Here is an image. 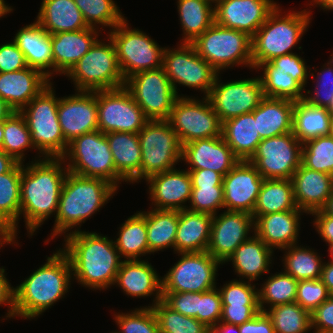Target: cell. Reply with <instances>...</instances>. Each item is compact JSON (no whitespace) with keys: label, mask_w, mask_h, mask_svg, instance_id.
<instances>
[{"label":"cell","mask_w":333,"mask_h":333,"mask_svg":"<svg viewBox=\"0 0 333 333\" xmlns=\"http://www.w3.org/2000/svg\"><path fill=\"white\" fill-rule=\"evenodd\" d=\"M24 164L22 163L20 219L24 218L29 234L27 236L30 238L51 216L55 219L68 169L62 158L43 157Z\"/></svg>","instance_id":"cell-1"},{"label":"cell","mask_w":333,"mask_h":333,"mask_svg":"<svg viewBox=\"0 0 333 333\" xmlns=\"http://www.w3.org/2000/svg\"><path fill=\"white\" fill-rule=\"evenodd\" d=\"M60 248L69 258L72 280L91 290L114 286L123 261L110 237L94 231H76L64 238Z\"/></svg>","instance_id":"cell-2"},{"label":"cell","mask_w":333,"mask_h":333,"mask_svg":"<svg viewBox=\"0 0 333 333\" xmlns=\"http://www.w3.org/2000/svg\"><path fill=\"white\" fill-rule=\"evenodd\" d=\"M24 279L14 287L16 317L36 319L70 291L72 268L69 258L59 247Z\"/></svg>","instance_id":"cell-3"},{"label":"cell","mask_w":333,"mask_h":333,"mask_svg":"<svg viewBox=\"0 0 333 333\" xmlns=\"http://www.w3.org/2000/svg\"><path fill=\"white\" fill-rule=\"evenodd\" d=\"M117 191L118 189L106 180L84 177L68 171L53 229L44 242L49 243L58 236L65 237L69 233L80 231L82 224L99 212Z\"/></svg>","instance_id":"cell-4"},{"label":"cell","mask_w":333,"mask_h":333,"mask_svg":"<svg viewBox=\"0 0 333 333\" xmlns=\"http://www.w3.org/2000/svg\"><path fill=\"white\" fill-rule=\"evenodd\" d=\"M282 10L278 5L251 37L254 70L263 62L293 53L309 28L313 17L311 9Z\"/></svg>","instance_id":"cell-5"},{"label":"cell","mask_w":333,"mask_h":333,"mask_svg":"<svg viewBox=\"0 0 333 333\" xmlns=\"http://www.w3.org/2000/svg\"><path fill=\"white\" fill-rule=\"evenodd\" d=\"M54 88L52 82L20 111L38 154L34 161L43 157L61 158L68 147L58 119V97Z\"/></svg>","instance_id":"cell-6"},{"label":"cell","mask_w":333,"mask_h":333,"mask_svg":"<svg viewBox=\"0 0 333 333\" xmlns=\"http://www.w3.org/2000/svg\"><path fill=\"white\" fill-rule=\"evenodd\" d=\"M106 37L98 39L65 75L73 82L75 91L95 92L125 86L114 43Z\"/></svg>","instance_id":"cell-7"},{"label":"cell","mask_w":333,"mask_h":333,"mask_svg":"<svg viewBox=\"0 0 333 333\" xmlns=\"http://www.w3.org/2000/svg\"><path fill=\"white\" fill-rule=\"evenodd\" d=\"M61 158L71 173L106 180L117 189L126 182L116 171L105 133L99 130L73 139Z\"/></svg>","instance_id":"cell-8"},{"label":"cell","mask_w":333,"mask_h":333,"mask_svg":"<svg viewBox=\"0 0 333 333\" xmlns=\"http://www.w3.org/2000/svg\"><path fill=\"white\" fill-rule=\"evenodd\" d=\"M191 44L218 73L234 66L253 69L251 37L245 32L214 22Z\"/></svg>","instance_id":"cell-9"},{"label":"cell","mask_w":333,"mask_h":333,"mask_svg":"<svg viewBox=\"0 0 333 333\" xmlns=\"http://www.w3.org/2000/svg\"><path fill=\"white\" fill-rule=\"evenodd\" d=\"M107 35L114 43L125 81L136 73L162 67L165 47H161L141 29L130 27L127 18Z\"/></svg>","instance_id":"cell-10"},{"label":"cell","mask_w":333,"mask_h":333,"mask_svg":"<svg viewBox=\"0 0 333 333\" xmlns=\"http://www.w3.org/2000/svg\"><path fill=\"white\" fill-rule=\"evenodd\" d=\"M138 136L142 153L140 182L182 163V145L166 120H150Z\"/></svg>","instance_id":"cell-11"},{"label":"cell","mask_w":333,"mask_h":333,"mask_svg":"<svg viewBox=\"0 0 333 333\" xmlns=\"http://www.w3.org/2000/svg\"><path fill=\"white\" fill-rule=\"evenodd\" d=\"M165 47L162 67L169 78L172 87L179 97L178 85L200 90L204 97H208L218 72L201 56L194 46L180 43L175 48Z\"/></svg>","instance_id":"cell-12"},{"label":"cell","mask_w":333,"mask_h":333,"mask_svg":"<svg viewBox=\"0 0 333 333\" xmlns=\"http://www.w3.org/2000/svg\"><path fill=\"white\" fill-rule=\"evenodd\" d=\"M166 121L177 134L181 145L221 136L222 123L208 97H178Z\"/></svg>","instance_id":"cell-13"},{"label":"cell","mask_w":333,"mask_h":333,"mask_svg":"<svg viewBox=\"0 0 333 333\" xmlns=\"http://www.w3.org/2000/svg\"><path fill=\"white\" fill-rule=\"evenodd\" d=\"M179 260L162 276V292H207L217 287L220 261L207 251L178 253Z\"/></svg>","instance_id":"cell-14"},{"label":"cell","mask_w":333,"mask_h":333,"mask_svg":"<svg viewBox=\"0 0 333 333\" xmlns=\"http://www.w3.org/2000/svg\"><path fill=\"white\" fill-rule=\"evenodd\" d=\"M125 87L149 120H167L179 97L163 67L136 73Z\"/></svg>","instance_id":"cell-15"},{"label":"cell","mask_w":333,"mask_h":333,"mask_svg":"<svg viewBox=\"0 0 333 333\" xmlns=\"http://www.w3.org/2000/svg\"><path fill=\"white\" fill-rule=\"evenodd\" d=\"M301 143L293 132L263 139L251 162L264 179H291L302 164Z\"/></svg>","instance_id":"cell-16"},{"label":"cell","mask_w":333,"mask_h":333,"mask_svg":"<svg viewBox=\"0 0 333 333\" xmlns=\"http://www.w3.org/2000/svg\"><path fill=\"white\" fill-rule=\"evenodd\" d=\"M98 130L139 133L150 121L125 87L97 91Z\"/></svg>","instance_id":"cell-17"},{"label":"cell","mask_w":333,"mask_h":333,"mask_svg":"<svg viewBox=\"0 0 333 333\" xmlns=\"http://www.w3.org/2000/svg\"><path fill=\"white\" fill-rule=\"evenodd\" d=\"M220 74L216 76L208 99L221 123L253 112L265 98L259 75L223 83Z\"/></svg>","instance_id":"cell-18"},{"label":"cell","mask_w":333,"mask_h":333,"mask_svg":"<svg viewBox=\"0 0 333 333\" xmlns=\"http://www.w3.org/2000/svg\"><path fill=\"white\" fill-rule=\"evenodd\" d=\"M223 211L213 215L207 252L224 265L239 245L254 234V219L249 213Z\"/></svg>","instance_id":"cell-19"},{"label":"cell","mask_w":333,"mask_h":333,"mask_svg":"<svg viewBox=\"0 0 333 333\" xmlns=\"http://www.w3.org/2000/svg\"><path fill=\"white\" fill-rule=\"evenodd\" d=\"M58 119L67 143L98 130L97 91H76L75 94L58 97Z\"/></svg>","instance_id":"cell-20"},{"label":"cell","mask_w":333,"mask_h":333,"mask_svg":"<svg viewBox=\"0 0 333 333\" xmlns=\"http://www.w3.org/2000/svg\"><path fill=\"white\" fill-rule=\"evenodd\" d=\"M264 178L254 165L240 160L224 177V210L253 214Z\"/></svg>","instance_id":"cell-21"},{"label":"cell","mask_w":333,"mask_h":333,"mask_svg":"<svg viewBox=\"0 0 333 333\" xmlns=\"http://www.w3.org/2000/svg\"><path fill=\"white\" fill-rule=\"evenodd\" d=\"M278 5L274 0H225L214 6V22L252 37Z\"/></svg>","instance_id":"cell-22"},{"label":"cell","mask_w":333,"mask_h":333,"mask_svg":"<svg viewBox=\"0 0 333 333\" xmlns=\"http://www.w3.org/2000/svg\"><path fill=\"white\" fill-rule=\"evenodd\" d=\"M145 182L151 207L157 210H186L189 204L192 183L187 168H175L150 176Z\"/></svg>","instance_id":"cell-23"},{"label":"cell","mask_w":333,"mask_h":333,"mask_svg":"<svg viewBox=\"0 0 333 333\" xmlns=\"http://www.w3.org/2000/svg\"><path fill=\"white\" fill-rule=\"evenodd\" d=\"M187 170L210 169L223 177L240 161L222 135L198 139L182 145V160Z\"/></svg>","instance_id":"cell-24"},{"label":"cell","mask_w":333,"mask_h":333,"mask_svg":"<svg viewBox=\"0 0 333 333\" xmlns=\"http://www.w3.org/2000/svg\"><path fill=\"white\" fill-rule=\"evenodd\" d=\"M114 285L128 297H153L148 307L162 300V277L148 259L124 260L121 262ZM150 305V306H149Z\"/></svg>","instance_id":"cell-25"},{"label":"cell","mask_w":333,"mask_h":333,"mask_svg":"<svg viewBox=\"0 0 333 333\" xmlns=\"http://www.w3.org/2000/svg\"><path fill=\"white\" fill-rule=\"evenodd\" d=\"M52 81L41 71L30 68L0 73V97L15 112H20Z\"/></svg>","instance_id":"cell-26"},{"label":"cell","mask_w":333,"mask_h":333,"mask_svg":"<svg viewBox=\"0 0 333 333\" xmlns=\"http://www.w3.org/2000/svg\"><path fill=\"white\" fill-rule=\"evenodd\" d=\"M303 210H288L262 215L254 220V234L273 251L299 243Z\"/></svg>","instance_id":"cell-27"},{"label":"cell","mask_w":333,"mask_h":333,"mask_svg":"<svg viewBox=\"0 0 333 333\" xmlns=\"http://www.w3.org/2000/svg\"><path fill=\"white\" fill-rule=\"evenodd\" d=\"M297 207L306 214L323 209L333 192V176L301 164L291 178Z\"/></svg>","instance_id":"cell-28"},{"label":"cell","mask_w":333,"mask_h":333,"mask_svg":"<svg viewBox=\"0 0 333 333\" xmlns=\"http://www.w3.org/2000/svg\"><path fill=\"white\" fill-rule=\"evenodd\" d=\"M100 33V30L89 27L51 34L54 76H65L100 38Z\"/></svg>","instance_id":"cell-29"},{"label":"cell","mask_w":333,"mask_h":333,"mask_svg":"<svg viewBox=\"0 0 333 333\" xmlns=\"http://www.w3.org/2000/svg\"><path fill=\"white\" fill-rule=\"evenodd\" d=\"M24 54L27 66L52 80L54 62L51 35L36 21L20 28L12 39Z\"/></svg>","instance_id":"cell-30"},{"label":"cell","mask_w":333,"mask_h":333,"mask_svg":"<svg viewBox=\"0 0 333 333\" xmlns=\"http://www.w3.org/2000/svg\"><path fill=\"white\" fill-rule=\"evenodd\" d=\"M274 254L271 248L253 234L239 245L224 264L232 263L233 271L239 280L246 279V281L255 282L259 281L261 276L270 274V267L274 263Z\"/></svg>","instance_id":"cell-31"},{"label":"cell","mask_w":333,"mask_h":333,"mask_svg":"<svg viewBox=\"0 0 333 333\" xmlns=\"http://www.w3.org/2000/svg\"><path fill=\"white\" fill-rule=\"evenodd\" d=\"M295 101L265 97L254 110L257 131L263 139L293 132Z\"/></svg>","instance_id":"cell-32"},{"label":"cell","mask_w":333,"mask_h":333,"mask_svg":"<svg viewBox=\"0 0 333 333\" xmlns=\"http://www.w3.org/2000/svg\"><path fill=\"white\" fill-rule=\"evenodd\" d=\"M105 135L118 174L127 184L139 183L142 153L138 133L110 132Z\"/></svg>","instance_id":"cell-33"},{"label":"cell","mask_w":333,"mask_h":333,"mask_svg":"<svg viewBox=\"0 0 333 333\" xmlns=\"http://www.w3.org/2000/svg\"><path fill=\"white\" fill-rule=\"evenodd\" d=\"M212 218L211 214L180 210L174 254L207 251Z\"/></svg>","instance_id":"cell-34"},{"label":"cell","mask_w":333,"mask_h":333,"mask_svg":"<svg viewBox=\"0 0 333 333\" xmlns=\"http://www.w3.org/2000/svg\"><path fill=\"white\" fill-rule=\"evenodd\" d=\"M22 163L0 174V227L12 241H18L21 202Z\"/></svg>","instance_id":"cell-35"},{"label":"cell","mask_w":333,"mask_h":333,"mask_svg":"<svg viewBox=\"0 0 333 333\" xmlns=\"http://www.w3.org/2000/svg\"><path fill=\"white\" fill-rule=\"evenodd\" d=\"M36 21L51 35L89 28L74 0H42Z\"/></svg>","instance_id":"cell-36"},{"label":"cell","mask_w":333,"mask_h":333,"mask_svg":"<svg viewBox=\"0 0 333 333\" xmlns=\"http://www.w3.org/2000/svg\"><path fill=\"white\" fill-rule=\"evenodd\" d=\"M221 135L234 155L245 161L253 156L257 145L262 141L257 131L254 111L222 122Z\"/></svg>","instance_id":"cell-37"},{"label":"cell","mask_w":333,"mask_h":333,"mask_svg":"<svg viewBox=\"0 0 333 333\" xmlns=\"http://www.w3.org/2000/svg\"><path fill=\"white\" fill-rule=\"evenodd\" d=\"M114 244L124 260L142 259L149 252L146 227V211H137L118 228Z\"/></svg>","instance_id":"cell-38"},{"label":"cell","mask_w":333,"mask_h":333,"mask_svg":"<svg viewBox=\"0 0 333 333\" xmlns=\"http://www.w3.org/2000/svg\"><path fill=\"white\" fill-rule=\"evenodd\" d=\"M183 32L180 43H193L214 23V6L208 0H176Z\"/></svg>","instance_id":"cell-39"},{"label":"cell","mask_w":333,"mask_h":333,"mask_svg":"<svg viewBox=\"0 0 333 333\" xmlns=\"http://www.w3.org/2000/svg\"><path fill=\"white\" fill-rule=\"evenodd\" d=\"M288 210H300L294 198L291 179H264L252 217Z\"/></svg>","instance_id":"cell-40"},{"label":"cell","mask_w":333,"mask_h":333,"mask_svg":"<svg viewBox=\"0 0 333 333\" xmlns=\"http://www.w3.org/2000/svg\"><path fill=\"white\" fill-rule=\"evenodd\" d=\"M178 221V210L151 208L146 211L147 240L151 254L168 248L174 249L175 252Z\"/></svg>","instance_id":"cell-41"},{"label":"cell","mask_w":333,"mask_h":333,"mask_svg":"<svg viewBox=\"0 0 333 333\" xmlns=\"http://www.w3.org/2000/svg\"><path fill=\"white\" fill-rule=\"evenodd\" d=\"M331 115L325 107L296 101L293 109V134L304 143L307 140L329 135Z\"/></svg>","instance_id":"cell-42"},{"label":"cell","mask_w":333,"mask_h":333,"mask_svg":"<svg viewBox=\"0 0 333 333\" xmlns=\"http://www.w3.org/2000/svg\"><path fill=\"white\" fill-rule=\"evenodd\" d=\"M280 251L284 253L280 259L284 267L281 271L293 276L297 281L320 278L324 259L314 248L297 243Z\"/></svg>","instance_id":"cell-43"},{"label":"cell","mask_w":333,"mask_h":333,"mask_svg":"<svg viewBox=\"0 0 333 333\" xmlns=\"http://www.w3.org/2000/svg\"><path fill=\"white\" fill-rule=\"evenodd\" d=\"M263 71L259 76L262 82L263 93L268 98L288 99L301 101L304 99V88L284 71H278V67L269 62L261 63L256 72Z\"/></svg>","instance_id":"cell-44"},{"label":"cell","mask_w":333,"mask_h":333,"mask_svg":"<svg viewBox=\"0 0 333 333\" xmlns=\"http://www.w3.org/2000/svg\"><path fill=\"white\" fill-rule=\"evenodd\" d=\"M297 286L298 281L284 271L271 273L258 288L260 310L265 312L276 305L294 303Z\"/></svg>","instance_id":"cell-45"},{"label":"cell","mask_w":333,"mask_h":333,"mask_svg":"<svg viewBox=\"0 0 333 333\" xmlns=\"http://www.w3.org/2000/svg\"><path fill=\"white\" fill-rule=\"evenodd\" d=\"M35 149L26 120L20 112L13 111L4 120L2 150L17 162H25V151Z\"/></svg>","instance_id":"cell-46"},{"label":"cell","mask_w":333,"mask_h":333,"mask_svg":"<svg viewBox=\"0 0 333 333\" xmlns=\"http://www.w3.org/2000/svg\"><path fill=\"white\" fill-rule=\"evenodd\" d=\"M74 2L87 26L101 32L104 27L109 28L110 32L126 18L114 0H74Z\"/></svg>","instance_id":"cell-47"},{"label":"cell","mask_w":333,"mask_h":333,"mask_svg":"<svg viewBox=\"0 0 333 333\" xmlns=\"http://www.w3.org/2000/svg\"><path fill=\"white\" fill-rule=\"evenodd\" d=\"M275 333L311 332V314L296 302L280 304L267 309Z\"/></svg>","instance_id":"cell-48"},{"label":"cell","mask_w":333,"mask_h":333,"mask_svg":"<svg viewBox=\"0 0 333 333\" xmlns=\"http://www.w3.org/2000/svg\"><path fill=\"white\" fill-rule=\"evenodd\" d=\"M151 308L158 320L159 333H207L208 327L205 324L174 311L163 300Z\"/></svg>","instance_id":"cell-49"},{"label":"cell","mask_w":333,"mask_h":333,"mask_svg":"<svg viewBox=\"0 0 333 333\" xmlns=\"http://www.w3.org/2000/svg\"><path fill=\"white\" fill-rule=\"evenodd\" d=\"M302 164L333 176V137L323 135L304 142Z\"/></svg>","instance_id":"cell-50"},{"label":"cell","mask_w":333,"mask_h":333,"mask_svg":"<svg viewBox=\"0 0 333 333\" xmlns=\"http://www.w3.org/2000/svg\"><path fill=\"white\" fill-rule=\"evenodd\" d=\"M113 314L119 333H159L158 320L151 307L145 305Z\"/></svg>","instance_id":"cell-51"},{"label":"cell","mask_w":333,"mask_h":333,"mask_svg":"<svg viewBox=\"0 0 333 333\" xmlns=\"http://www.w3.org/2000/svg\"><path fill=\"white\" fill-rule=\"evenodd\" d=\"M327 63H324L317 75L313 72L310 77L315 80L312 90H304V101L313 106L327 107L333 98V53ZM315 76V77H314ZM314 90V91H313Z\"/></svg>","instance_id":"cell-52"},{"label":"cell","mask_w":333,"mask_h":333,"mask_svg":"<svg viewBox=\"0 0 333 333\" xmlns=\"http://www.w3.org/2000/svg\"><path fill=\"white\" fill-rule=\"evenodd\" d=\"M246 280L232 279L221 288L217 287L222 305L259 306L257 284Z\"/></svg>","instance_id":"cell-53"},{"label":"cell","mask_w":333,"mask_h":333,"mask_svg":"<svg viewBox=\"0 0 333 333\" xmlns=\"http://www.w3.org/2000/svg\"><path fill=\"white\" fill-rule=\"evenodd\" d=\"M187 210L216 215L224 209L223 187L192 188Z\"/></svg>","instance_id":"cell-54"},{"label":"cell","mask_w":333,"mask_h":333,"mask_svg":"<svg viewBox=\"0 0 333 333\" xmlns=\"http://www.w3.org/2000/svg\"><path fill=\"white\" fill-rule=\"evenodd\" d=\"M326 285L318 279L298 281L295 302L310 314L330 297Z\"/></svg>","instance_id":"cell-55"},{"label":"cell","mask_w":333,"mask_h":333,"mask_svg":"<svg viewBox=\"0 0 333 333\" xmlns=\"http://www.w3.org/2000/svg\"><path fill=\"white\" fill-rule=\"evenodd\" d=\"M221 316L222 301L218 288L198 292L197 320L211 328L220 322Z\"/></svg>","instance_id":"cell-56"},{"label":"cell","mask_w":333,"mask_h":333,"mask_svg":"<svg viewBox=\"0 0 333 333\" xmlns=\"http://www.w3.org/2000/svg\"><path fill=\"white\" fill-rule=\"evenodd\" d=\"M269 63L278 67V71H284L292 76L304 89L307 87L308 80L310 79V72L316 71L311 70L310 66H307L305 58L298 55L297 53H290L283 56L273 58Z\"/></svg>","instance_id":"cell-57"},{"label":"cell","mask_w":333,"mask_h":333,"mask_svg":"<svg viewBox=\"0 0 333 333\" xmlns=\"http://www.w3.org/2000/svg\"><path fill=\"white\" fill-rule=\"evenodd\" d=\"M162 294V300L174 311L197 319L198 292H162Z\"/></svg>","instance_id":"cell-58"},{"label":"cell","mask_w":333,"mask_h":333,"mask_svg":"<svg viewBox=\"0 0 333 333\" xmlns=\"http://www.w3.org/2000/svg\"><path fill=\"white\" fill-rule=\"evenodd\" d=\"M26 67L24 54L14 41L0 45V73L23 70Z\"/></svg>","instance_id":"cell-59"},{"label":"cell","mask_w":333,"mask_h":333,"mask_svg":"<svg viewBox=\"0 0 333 333\" xmlns=\"http://www.w3.org/2000/svg\"><path fill=\"white\" fill-rule=\"evenodd\" d=\"M312 332H333V295L311 313Z\"/></svg>","instance_id":"cell-60"},{"label":"cell","mask_w":333,"mask_h":333,"mask_svg":"<svg viewBox=\"0 0 333 333\" xmlns=\"http://www.w3.org/2000/svg\"><path fill=\"white\" fill-rule=\"evenodd\" d=\"M259 306L222 305V316L220 322L241 325L260 312Z\"/></svg>","instance_id":"cell-61"},{"label":"cell","mask_w":333,"mask_h":333,"mask_svg":"<svg viewBox=\"0 0 333 333\" xmlns=\"http://www.w3.org/2000/svg\"><path fill=\"white\" fill-rule=\"evenodd\" d=\"M5 267H0V306H6L7 312L2 320L14 319L16 318L15 310V291L14 287L11 285L10 281L7 279V273L4 269Z\"/></svg>","instance_id":"cell-62"},{"label":"cell","mask_w":333,"mask_h":333,"mask_svg":"<svg viewBox=\"0 0 333 333\" xmlns=\"http://www.w3.org/2000/svg\"><path fill=\"white\" fill-rule=\"evenodd\" d=\"M309 215L313 216V227L329 250L333 246V215L327 214L323 209Z\"/></svg>","instance_id":"cell-63"},{"label":"cell","mask_w":333,"mask_h":333,"mask_svg":"<svg viewBox=\"0 0 333 333\" xmlns=\"http://www.w3.org/2000/svg\"><path fill=\"white\" fill-rule=\"evenodd\" d=\"M192 188L223 187V176L210 169L188 170Z\"/></svg>","instance_id":"cell-64"},{"label":"cell","mask_w":333,"mask_h":333,"mask_svg":"<svg viewBox=\"0 0 333 333\" xmlns=\"http://www.w3.org/2000/svg\"><path fill=\"white\" fill-rule=\"evenodd\" d=\"M240 333H275L274 326L266 312L260 311L251 320L239 325Z\"/></svg>","instance_id":"cell-65"},{"label":"cell","mask_w":333,"mask_h":333,"mask_svg":"<svg viewBox=\"0 0 333 333\" xmlns=\"http://www.w3.org/2000/svg\"><path fill=\"white\" fill-rule=\"evenodd\" d=\"M320 280L326 285L330 295H333V258L324 262Z\"/></svg>","instance_id":"cell-66"},{"label":"cell","mask_w":333,"mask_h":333,"mask_svg":"<svg viewBox=\"0 0 333 333\" xmlns=\"http://www.w3.org/2000/svg\"><path fill=\"white\" fill-rule=\"evenodd\" d=\"M18 162L0 149V174L9 172Z\"/></svg>","instance_id":"cell-67"},{"label":"cell","mask_w":333,"mask_h":333,"mask_svg":"<svg viewBox=\"0 0 333 333\" xmlns=\"http://www.w3.org/2000/svg\"><path fill=\"white\" fill-rule=\"evenodd\" d=\"M207 333H240L239 325L219 322L217 325L208 328Z\"/></svg>","instance_id":"cell-68"},{"label":"cell","mask_w":333,"mask_h":333,"mask_svg":"<svg viewBox=\"0 0 333 333\" xmlns=\"http://www.w3.org/2000/svg\"><path fill=\"white\" fill-rule=\"evenodd\" d=\"M309 7L312 8L311 6H316L320 7L324 11H333V0H311Z\"/></svg>","instance_id":"cell-69"},{"label":"cell","mask_w":333,"mask_h":333,"mask_svg":"<svg viewBox=\"0 0 333 333\" xmlns=\"http://www.w3.org/2000/svg\"><path fill=\"white\" fill-rule=\"evenodd\" d=\"M6 244L7 245L12 244L13 246L15 245L17 247L19 246L18 241H12L10 239L8 233L3 228L0 227V249H1V247H3V245L5 246Z\"/></svg>","instance_id":"cell-70"},{"label":"cell","mask_w":333,"mask_h":333,"mask_svg":"<svg viewBox=\"0 0 333 333\" xmlns=\"http://www.w3.org/2000/svg\"><path fill=\"white\" fill-rule=\"evenodd\" d=\"M12 112L13 110L0 97V120H5Z\"/></svg>","instance_id":"cell-71"},{"label":"cell","mask_w":333,"mask_h":333,"mask_svg":"<svg viewBox=\"0 0 333 333\" xmlns=\"http://www.w3.org/2000/svg\"><path fill=\"white\" fill-rule=\"evenodd\" d=\"M13 11V7L9 6L5 0H0V19L9 15Z\"/></svg>","instance_id":"cell-72"},{"label":"cell","mask_w":333,"mask_h":333,"mask_svg":"<svg viewBox=\"0 0 333 333\" xmlns=\"http://www.w3.org/2000/svg\"><path fill=\"white\" fill-rule=\"evenodd\" d=\"M323 210L330 215H333V192L330 198L327 201L326 206L323 208Z\"/></svg>","instance_id":"cell-73"},{"label":"cell","mask_w":333,"mask_h":333,"mask_svg":"<svg viewBox=\"0 0 333 333\" xmlns=\"http://www.w3.org/2000/svg\"><path fill=\"white\" fill-rule=\"evenodd\" d=\"M3 129H4V120H0V149H2V144H3Z\"/></svg>","instance_id":"cell-74"},{"label":"cell","mask_w":333,"mask_h":333,"mask_svg":"<svg viewBox=\"0 0 333 333\" xmlns=\"http://www.w3.org/2000/svg\"><path fill=\"white\" fill-rule=\"evenodd\" d=\"M326 110L329 112L331 116H333V98H331L330 103L326 107Z\"/></svg>","instance_id":"cell-75"},{"label":"cell","mask_w":333,"mask_h":333,"mask_svg":"<svg viewBox=\"0 0 333 333\" xmlns=\"http://www.w3.org/2000/svg\"><path fill=\"white\" fill-rule=\"evenodd\" d=\"M329 135L333 137V116H331V119H330V131H329Z\"/></svg>","instance_id":"cell-76"},{"label":"cell","mask_w":333,"mask_h":333,"mask_svg":"<svg viewBox=\"0 0 333 333\" xmlns=\"http://www.w3.org/2000/svg\"><path fill=\"white\" fill-rule=\"evenodd\" d=\"M213 6H216L218 3L225 1V0H208Z\"/></svg>","instance_id":"cell-77"},{"label":"cell","mask_w":333,"mask_h":333,"mask_svg":"<svg viewBox=\"0 0 333 333\" xmlns=\"http://www.w3.org/2000/svg\"><path fill=\"white\" fill-rule=\"evenodd\" d=\"M328 254H329V257L333 258V246L327 250Z\"/></svg>","instance_id":"cell-78"},{"label":"cell","mask_w":333,"mask_h":333,"mask_svg":"<svg viewBox=\"0 0 333 333\" xmlns=\"http://www.w3.org/2000/svg\"><path fill=\"white\" fill-rule=\"evenodd\" d=\"M313 333H333V332H313Z\"/></svg>","instance_id":"cell-79"},{"label":"cell","mask_w":333,"mask_h":333,"mask_svg":"<svg viewBox=\"0 0 333 333\" xmlns=\"http://www.w3.org/2000/svg\"><path fill=\"white\" fill-rule=\"evenodd\" d=\"M110 333H119L118 330H115L114 332H110Z\"/></svg>","instance_id":"cell-80"}]
</instances>
